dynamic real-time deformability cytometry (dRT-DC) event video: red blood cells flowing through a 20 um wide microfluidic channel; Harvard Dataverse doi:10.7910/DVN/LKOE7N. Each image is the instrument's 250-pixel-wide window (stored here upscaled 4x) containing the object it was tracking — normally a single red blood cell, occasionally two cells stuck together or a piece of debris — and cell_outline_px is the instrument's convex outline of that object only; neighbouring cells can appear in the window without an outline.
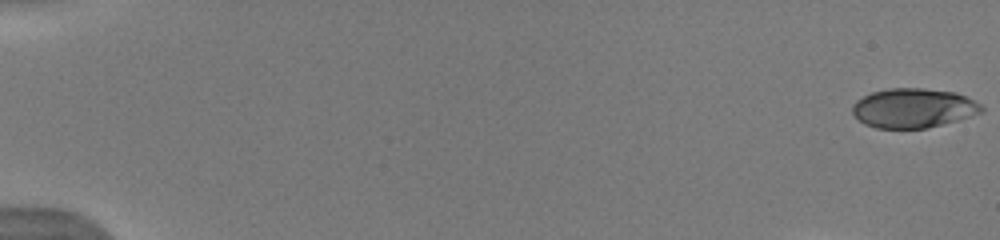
{"species": "human", "species_latin": "Homo sapiens", "temperature_condition": "warm", "stored_images_in_passage": 23, "camera_frame_rate_fps": 3000, "um_per_image_px": 0.085, "donor": {"sex": "male"}, "frame": {"image": 1, "passage_image": 1, "time_ms": 0.0, "image_size_px": [1000, 240], "cell_outline_px": [[984, 112], [928, 128], [876, 128], [864, 124], [852, 112], [852, 104], [856, 100], [872, 92], [888, 88], [924, 88], [956, 92], [968, 96], [980, 104], [984, 108]], "centroid_in_image_um": [77.65, 9.18], "position_along_channel_um": 7.4, "area_um2": 29.77}}